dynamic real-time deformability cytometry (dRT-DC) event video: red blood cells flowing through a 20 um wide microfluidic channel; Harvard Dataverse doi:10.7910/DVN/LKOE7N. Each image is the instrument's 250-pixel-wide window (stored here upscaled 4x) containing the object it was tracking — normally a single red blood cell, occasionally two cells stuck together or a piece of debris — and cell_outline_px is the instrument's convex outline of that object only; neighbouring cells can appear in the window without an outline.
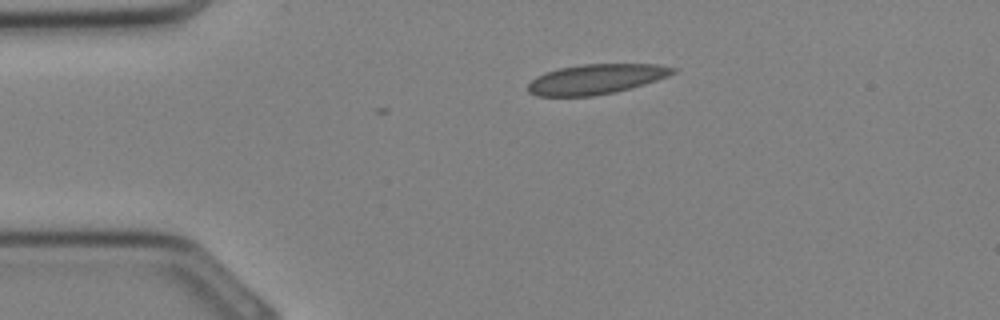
{"species": "Egyptian fruit bat (a non-hibernating species)", "species_latin": "Rousettus aegyptiacus", "temperature_condition": "cold", "stored_images_in_passage": 2, "camera_frame_rate_fps": 3000, "um_per_image_px": 0.085, "animal": {"sex": "female"}, "frame": {"image": 1, "passage_image": 2, "time_ms": 0.333, "image_size_px": [1000, 320], "cell_outline_px": [[676, 72], [668, 76], [632, 88], [616, 92], [592, 96], [536, 96], [528, 92], [528, 84], [536, 76], [544, 72], [560, 68], [584, 64], [656, 64], [676, 68]], "centroid_in_image_um": [50.65, 6.73], "position_along_channel_um": 34.3, "area_um2": 25.32}}